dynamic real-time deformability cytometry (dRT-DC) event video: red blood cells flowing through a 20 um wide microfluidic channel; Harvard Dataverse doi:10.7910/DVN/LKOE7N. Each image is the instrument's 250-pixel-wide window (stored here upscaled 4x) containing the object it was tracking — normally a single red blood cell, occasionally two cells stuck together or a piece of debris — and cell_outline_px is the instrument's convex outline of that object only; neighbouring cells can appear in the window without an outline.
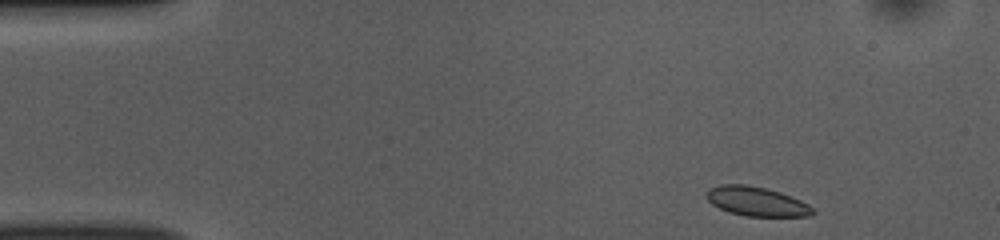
{"species": "common noctule bat (a hibernating species)", "species_latin": "Nyctalus noctula", "temperature_condition": "room temperature", "stored_images_in_passage": 47, "camera_frame_rate_fps": 3000, "um_per_image_px": 0.085, "animal": {"sex": "female", "body_mass_g": 10.0, "forearm_length_mm": 53.1}, "frame": {"image": 1, "passage_image": 1, "time_ms": 0.0, "image_size_px": [1000, 240], "cell_outline_px": [[816, 212], [812, 216], [744, 216], [728, 212], [712, 204], [704, 196], [704, 192], [708, 188], [720, 184], [744, 184], [764, 188], [780, 192], [800, 200], [808, 204]], "centroid_in_image_um": [64.26, 17.12], "position_along_channel_um": 20.7, "area_um2": 18.26}}
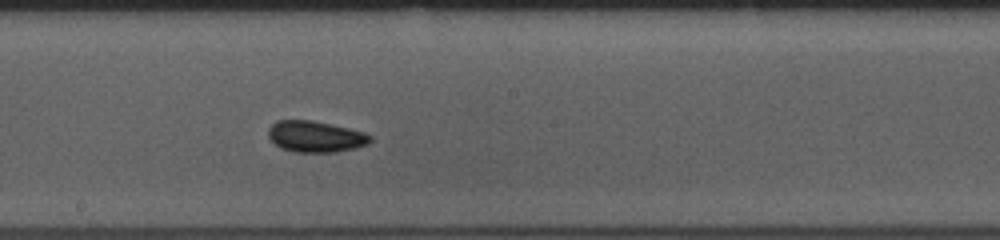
{"frame": {"image": 2, "passage_image": 23, "time_ms": 7.333, "image_size_px": [1000, 240], "cell_outline_px": [[372, 140], [368, 144], [356, 148], [336, 152], [296, 152], [280, 148], [268, 136], [268, 128], [276, 120], [312, 120], [348, 128], [364, 132], [372, 136]], "centroid_in_image_um": [26.82, 11.61], "position_along_channel_um": 221.4, "area_um2": 18.61}}
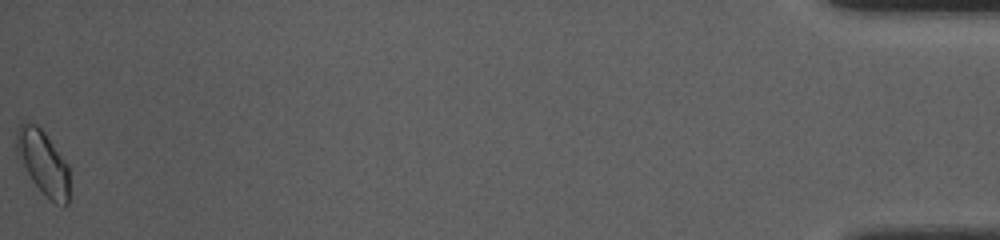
{"frame": {"image": 3, "passage_image": 47, "time_ms": 15.333, "image_size_px": [1000, 240], "cell_outline_px": [[68, 204], [56, 204], [32, 180], [16, 152], [16, 128], [20, 120], [28, 120], [36, 124], [44, 132], [68, 164]], "centroid_in_image_um": [3.63, 13.71], "position_along_channel_um": 431.6, "area_um2": 19.54}, "authors_computed_cell_mechanics": {"area_um2": 18.2648, "velocity_mm_per_s": 3.836, "shape_relaxation_time_tau1_ms": 2.4638, "shape_relaxation_time_tau2_ms": 4.1638, "deformation_change_tau1": 0.0446, "deformation_change_tau2": 0.0581}}